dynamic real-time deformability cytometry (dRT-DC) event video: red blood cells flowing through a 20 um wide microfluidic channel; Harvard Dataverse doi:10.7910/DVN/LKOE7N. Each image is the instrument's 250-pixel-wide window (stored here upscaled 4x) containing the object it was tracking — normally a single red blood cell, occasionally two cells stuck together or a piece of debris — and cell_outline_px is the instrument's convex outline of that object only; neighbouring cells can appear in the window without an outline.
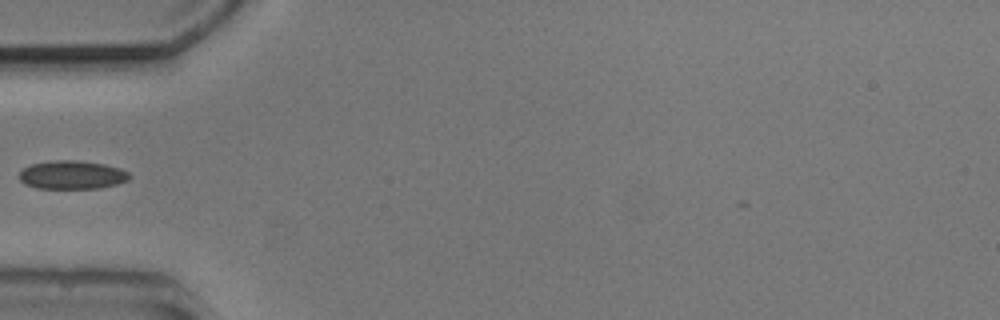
{"species": "common noctule bat (a hibernating species)", "species_latin": "Nyctalus noctula", "temperature_condition": "cold", "stored_images_in_passage": 6, "camera_frame_rate_fps": 3000, "um_per_image_px": 0.085, "animal": {"sex": "male", "body_mass_g": 20.5, "forearm_length_mm": 52.5}, "frame": {"image": 1, "passage_image": 5, "time_ms": 4.667, "image_size_px": [1000, 320], "cell_outline_px": [[132, 176], [128, 180], [116, 184], [96, 188], [36, 188], [24, 184], [20, 180], [20, 172], [24, 168], [32, 164], [52, 160], [76, 160], [104, 164], [120, 168], [128, 172]], "centroid_in_image_um": [6.13, 14.86], "position_along_channel_um": 78.9, "area_um2": 18.21}}